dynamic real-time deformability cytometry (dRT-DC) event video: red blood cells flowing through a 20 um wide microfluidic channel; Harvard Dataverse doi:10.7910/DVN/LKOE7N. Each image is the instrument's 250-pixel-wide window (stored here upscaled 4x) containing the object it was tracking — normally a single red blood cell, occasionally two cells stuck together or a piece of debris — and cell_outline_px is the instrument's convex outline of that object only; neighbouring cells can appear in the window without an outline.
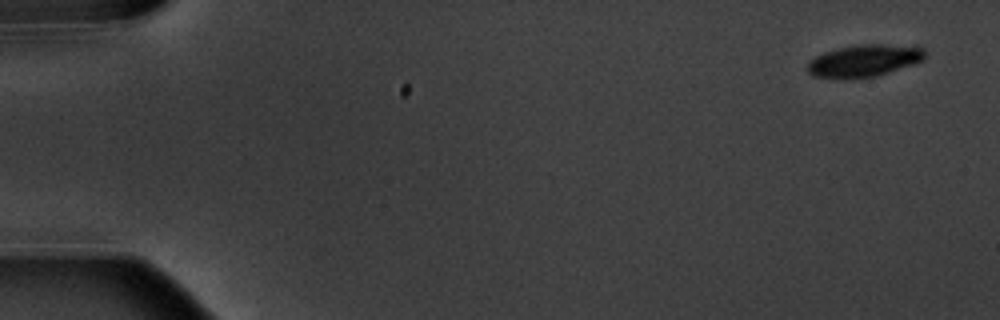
{"species": "common noctule bat (a hibernating species)", "species_latin": "Nyctalus noctula", "temperature_condition": "warm", "stored_images_in_passage": 5, "camera_frame_rate_fps": 3000, "um_per_image_px": 0.085, "animal": {"sex": "male", "body_mass_g": 20.1, "forearm_length_mm": 53.5}, "frame": {"image": 1, "passage_image": 1, "time_ms": 0.0, "image_size_px": [1000, 320], "cell_outline_px": [[924, 56], [920, 60], [912, 64], [876, 76], [848, 80], [840, 80], [812, 76], [808, 72], [808, 60], [824, 52], [840, 48], [860, 44], [880, 44], [924, 48]], "centroid_in_image_um": [73.34, 5.19], "position_along_channel_um": 11.7, "area_um2": 21.91}}
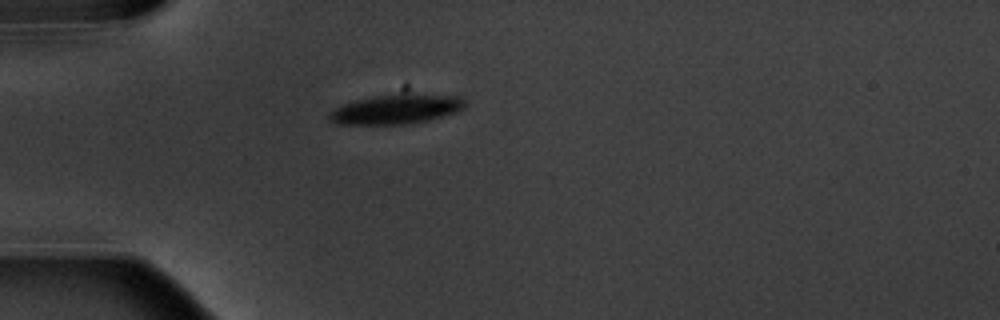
{"frame": {"image": 2, "passage_image": 5, "time_ms": 4.667, "image_size_px": [1000, 320], "cell_outline_px": [[468, 104], [464, 108], [456, 112], [428, 120], [412, 124], [336, 124], [328, 116], [328, 112], [340, 104], [356, 100], [392, 92], [416, 92], [460, 96]], "centroid_in_image_um": [33.72, 9.24], "position_along_channel_um": 51.3, "area_um2": 24.28}}